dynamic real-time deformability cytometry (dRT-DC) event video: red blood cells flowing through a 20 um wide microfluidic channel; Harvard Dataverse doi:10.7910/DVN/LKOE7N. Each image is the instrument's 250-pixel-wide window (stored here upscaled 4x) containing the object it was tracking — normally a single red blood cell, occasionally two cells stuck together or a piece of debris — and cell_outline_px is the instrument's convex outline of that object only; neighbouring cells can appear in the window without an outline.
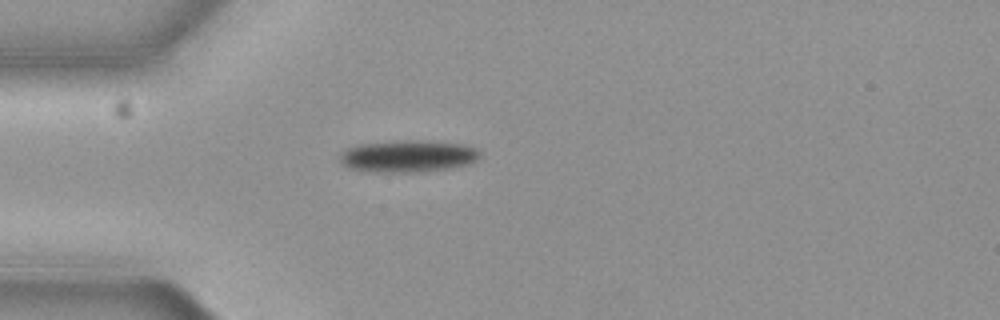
{"species": "common noctule bat (a hibernating species)", "species_latin": "Nyctalus noctula", "temperature_condition": "cold", "stored_images_in_passage": 42, "camera_frame_rate_fps": 3000, "um_per_image_px": 0.085, "animal": {"sex": "female", "body_mass_g": 19.3, "forearm_length_mm": 54.1}, "frame": {"image": 1, "passage_image": 1, "time_ms": 0.0, "image_size_px": [1000, 320], "cell_outline_px": [[480, 156], [476, 160], [468, 164], [452, 168], [412, 172], [372, 172], [348, 168], [340, 160], [340, 156], [348, 148], [360, 144], [412, 140], [420, 140], [464, 144], [476, 148], [480, 152]], "centroid_in_image_um": [34.71, 13.28], "position_along_channel_um": 50.3, "area_um2": 25.89}}
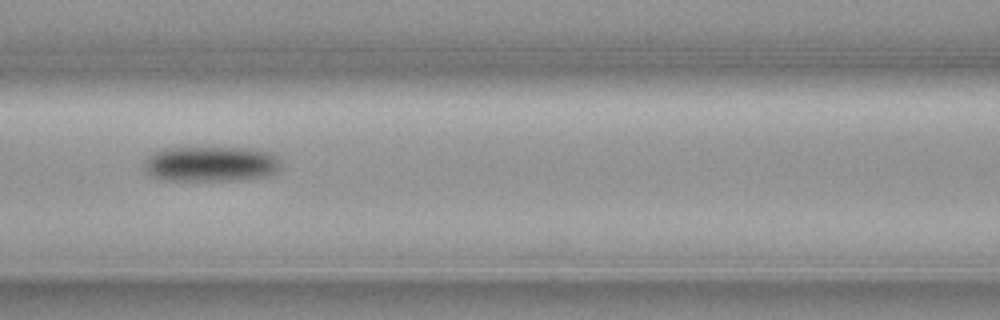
{"frame": {"image": 2, "passage_image": 10, "time_ms": 3.0, "image_size_px": [1000, 320], "cell_outline_px": [[280, 168], [276, 172], [268, 176], [232, 180], [164, 180], [152, 176], [144, 168], [144, 160], [152, 152], [164, 148], [252, 148], [268, 152], [276, 156], [280, 160]], "centroid_in_image_um": [17.91, 13.93], "position_along_channel_um": 148.7, "area_um2": 28.15}}
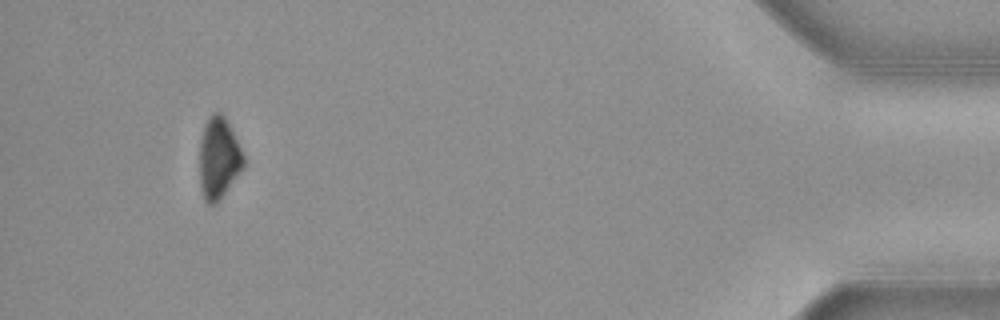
{"frame": {"image": 3, "passage_image": 38, "time_ms": 12.333, "image_size_px": [1000, 320], "cell_outline_px": [[244, 168], [220, 200], [216, 204], [208, 204], [204, 200], [200, 188], [200, 140], [204, 124], [208, 116], [212, 112], [220, 112], [224, 116], [244, 156]], "centroid_in_image_um": [18.57, 13.47], "position_along_channel_um": 416.6, "area_um2": 20.98}}